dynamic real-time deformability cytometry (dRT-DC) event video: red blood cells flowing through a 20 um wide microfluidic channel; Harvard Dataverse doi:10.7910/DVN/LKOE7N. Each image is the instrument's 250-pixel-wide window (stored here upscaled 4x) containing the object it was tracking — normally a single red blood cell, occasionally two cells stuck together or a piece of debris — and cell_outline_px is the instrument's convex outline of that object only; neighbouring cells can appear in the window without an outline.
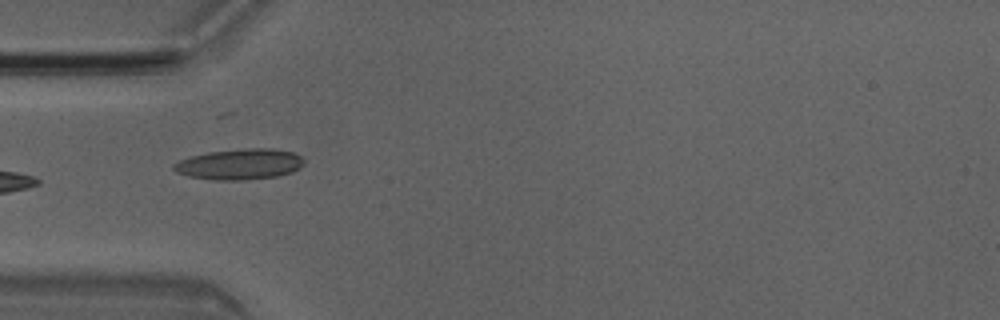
{"species": "Egyptian fruit bat (a non-hibernating species)", "species_latin": "Rousettus aegyptiacus", "temperature_condition": "room temperature", "stored_images_in_passage": 4, "camera_frame_rate_fps": 3000, "um_per_image_px": 0.085, "animal": {"sex": "male"}, "frame": {"image": 1, "passage_image": 4, "time_ms": 1.0, "image_size_px": [1000, 320], "cell_outline_px": [[304, 164], [300, 168], [292, 172], [276, 176], [244, 180], [212, 180], [188, 176], [176, 172], [172, 168], [172, 164], [180, 160], [192, 156], [208, 152], [248, 148], [272, 148], [292, 152], [300, 156], [304, 160]], "centroid_in_image_um": [20.37, 13.96], "position_along_channel_um": 64.6, "area_um2": 23.35}}